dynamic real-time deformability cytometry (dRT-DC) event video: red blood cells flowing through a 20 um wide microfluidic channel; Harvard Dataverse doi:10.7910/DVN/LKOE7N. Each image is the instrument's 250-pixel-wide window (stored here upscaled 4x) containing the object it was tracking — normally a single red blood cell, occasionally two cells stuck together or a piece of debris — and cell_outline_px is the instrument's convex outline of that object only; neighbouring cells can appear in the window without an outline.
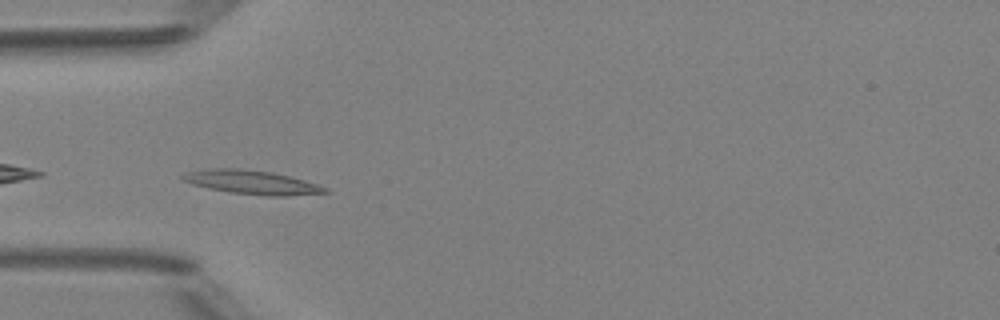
{"species": "Egyptian fruit bat (a non-hibernating species)", "species_latin": "Rousettus aegyptiacus", "temperature_condition": "room temperature", "stored_images_in_passage": 8, "camera_frame_rate_fps": 3000, "um_per_image_px": 0.085, "animal": {"sex": "female"}, "frame": {"image": 1, "passage_image": 4, "time_ms": 3.333, "image_size_px": [1000, 320], "cell_outline_px": [[328, 192], [288, 196], [268, 196], [228, 192], [208, 188], [192, 184], [180, 180], [180, 176], [188, 172], [208, 168], [240, 168], [272, 172], [304, 180], [328, 188]], "centroid_in_image_um": [21.36, 15.49], "position_along_channel_um": 63.6, "area_um2": 19.83}}
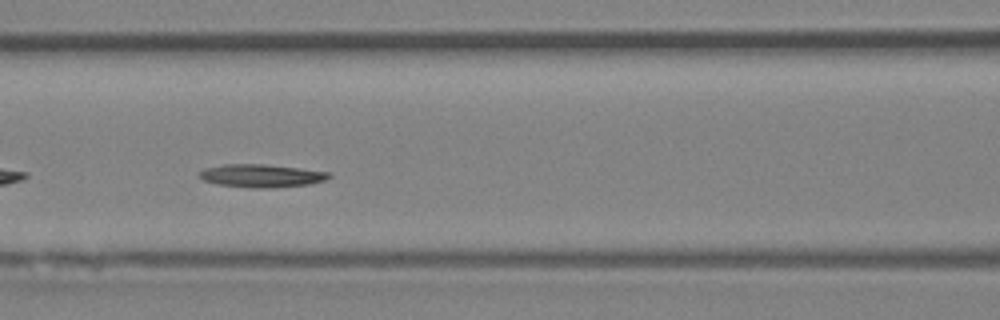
{"frame": {"image": 2, "passage_image": 6, "time_ms": 5.333, "image_size_px": [1000, 320], "cell_outline_px": [[332, 176], [324, 180], [308, 184], [268, 188], [252, 188], [216, 184], [204, 180], [200, 176], [200, 172], [204, 168], [224, 164], [264, 164], [300, 168], [332, 172]], "centroid_in_image_um": [22.24, 14.93], "position_along_channel_um": 144.4, "area_um2": 17.34}}
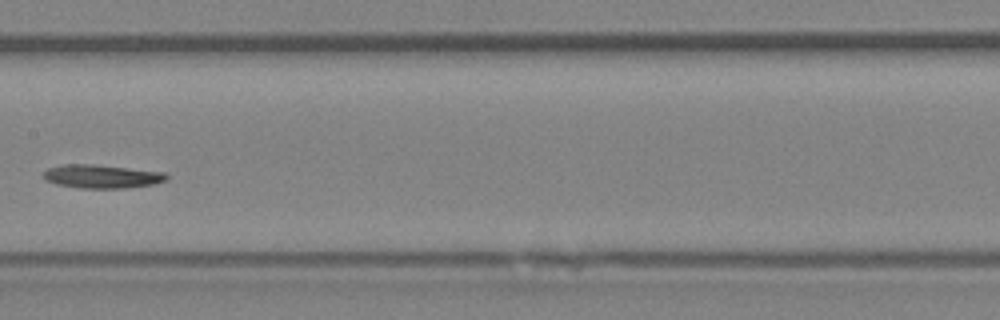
{"frame": {"image": 3, "passage_image": 7, "time_ms": 6.667, "image_size_px": [1000, 320], "cell_outline_px": [[168, 176], [164, 180], [152, 184], [124, 188], [76, 188], [56, 184], [44, 180], [44, 172], [48, 168], [64, 164], [92, 164], [164, 172]], "centroid_in_image_um": [8.59, 14.99], "position_along_channel_um": 198.8, "area_um2": 16.7}}